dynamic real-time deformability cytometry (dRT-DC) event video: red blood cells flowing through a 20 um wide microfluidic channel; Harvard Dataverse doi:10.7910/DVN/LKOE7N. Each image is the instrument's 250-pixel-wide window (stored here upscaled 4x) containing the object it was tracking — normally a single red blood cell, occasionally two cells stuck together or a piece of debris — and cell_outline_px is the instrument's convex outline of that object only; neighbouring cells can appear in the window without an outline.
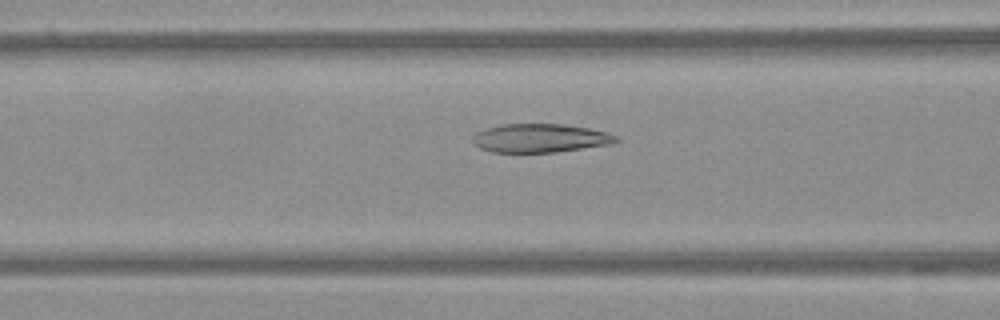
{"species": "Egyptian fruit bat (a non-hibernating species)", "species_latin": "Rousettus aegyptiacus", "temperature_condition": "warm", "stored_images_in_passage": 56, "camera_frame_rate_fps": 3000, "um_per_image_px": 0.085, "frame": {"image": 1, "passage_image": 23, "time_ms": 7.333, "image_size_px": [1000, 320], "cell_outline_px": [[620, 140], [612, 144], [556, 152], [492, 152], [480, 148], [472, 140], [472, 136], [476, 132], [484, 128], [504, 124], [564, 124], [588, 128], [620, 136]], "centroid_in_image_um": [45.92, 11.74], "position_along_channel_um": 120.7, "area_um2": 23.99}}
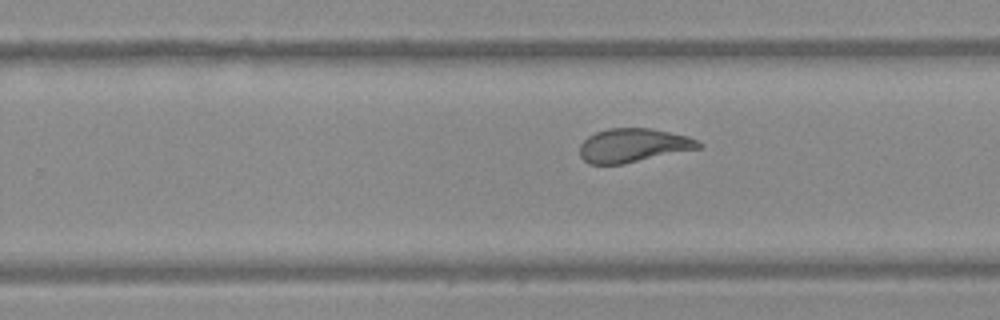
{"frame": {"image": 2, "passage_image": 36, "time_ms": 11.667, "image_size_px": [1000, 320], "cell_outline_px": [[704, 144], [700, 148], [624, 164], [588, 164], [580, 156], [580, 144], [588, 136], [596, 132], [608, 128], [652, 128], [688, 136]], "centroid_in_image_um": [53.82, 12.35], "position_along_channel_um": 276.0, "area_um2": 23.47}}
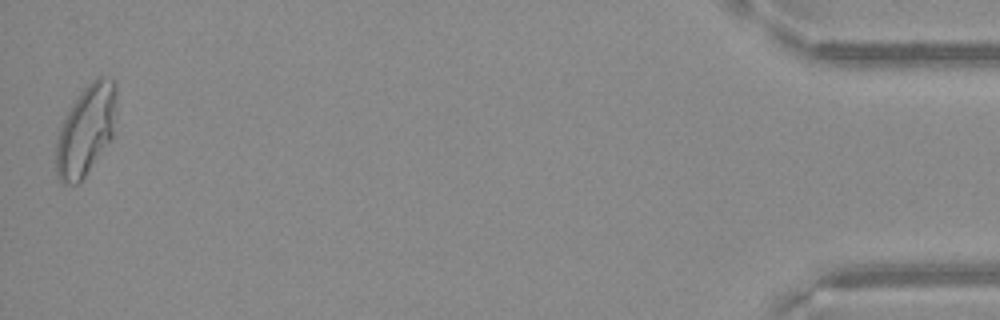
{"frame": {"image": 3, "passage_image": 56, "time_ms": 18.333, "image_size_px": [1000, 320], "cell_outline_px": [[116, 112], [112, 136], [84, 176], [76, 184], [64, 184], [56, 176], [56, 140], [60, 128], [68, 112], [80, 92], [92, 80], [100, 76], [112, 76], [116, 84]], "centroid_in_image_um": [7.31, 11.02], "position_along_channel_um": 427.9, "area_um2": 31.39}}